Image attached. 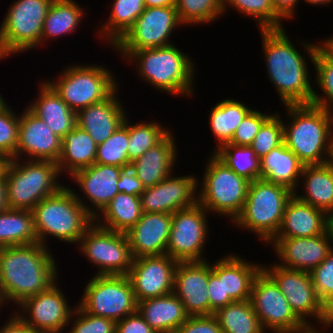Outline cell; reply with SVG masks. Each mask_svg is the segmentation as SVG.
I'll return each instance as SVG.
<instances>
[{
	"label": "cell",
	"mask_w": 333,
	"mask_h": 333,
	"mask_svg": "<svg viewBox=\"0 0 333 333\" xmlns=\"http://www.w3.org/2000/svg\"><path fill=\"white\" fill-rule=\"evenodd\" d=\"M330 229H331V231L333 233V216L330 217Z\"/></svg>",
	"instance_id": "cell-65"
},
{
	"label": "cell",
	"mask_w": 333,
	"mask_h": 333,
	"mask_svg": "<svg viewBox=\"0 0 333 333\" xmlns=\"http://www.w3.org/2000/svg\"><path fill=\"white\" fill-rule=\"evenodd\" d=\"M213 315L223 333H266L250 300L234 301L216 310Z\"/></svg>",
	"instance_id": "cell-39"
},
{
	"label": "cell",
	"mask_w": 333,
	"mask_h": 333,
	"mask_svg": "<svg viewBox=\"0 0 333 333\" xmlns=\"http://www.w3.org/2000/svg\"><path fill=\"white\" fill-rule=\"evenodd\" d=\"M208 295H209V315H212L216 310L223 307L222 279H218V277L212 272V263H210Z\"/></svg>",
	"instance_id": "cell-54"
},
{
	"label": "cell",
	"mask_w": 333,
	"mask_h": 333,
	"mask_svg": "<svg viewBox=\"0 0 333 333\" xmlns=\"http://www.w3.org/2000/svg\"><path fill=\"white\" fill-rule=\"evenodd\" d=\"M20 113L17 149L11 159L48 160L57 162L62 150V138L27 107Z\"/></svg>",
	"instance_id": "cell-22"
},
{
	"label": "cell",
	"mask_w": 333,
	"mask_h": 333,
	"mask_svg": "<svg viewBox=\"0 0 333 333\" xmlns=\"http://www.w3.org/2000/svg\"><path fill=\"white\" fill-rule=\"evenodd\" d=\"M198 181L195 175L166 177L145 188L140 195L143 213H169L190 208L198 203Z\"/></svg>",
	"instance_id": "cell-19"
},
{
	"label": "cell",
	"mask_w": 333,
	"mask_h": 333,
	"mask_svg": "<svg viewBox=\"0 0 333 333\" xmlns=\"http://www.w3.org/2000/svg\"><path fill=\"white\" fill-rule=\"evenodd\" d=\"M53 0H14L0 25V61L41 47L44 19Z\"/></svg>",
	"instance_id": "cell-10"
},
{
	"label": "cell",
	"mask_w": 333,
	"mask_h": 333,
	"mask_svg": "<svg viewBox=\"0 0 333 333\" xmlns=\"http://www.w3.org/2000/svg\"><path fill=\"white\" fill-rule=\"evenodd\" d=\"M7 100H5L3 97H2V94H0V109L2 107H4L8 102H6Z\"/></svg>",
	"instance_id": "cell-63"
},
{
	"label": "cell",
	"mask_w": 333,
	"mask_h": 333,
	"mask_svg": "<svg viewBox=\"0 0 333 333\" xmlns=\"http://www.w3.org/2000/svg\"><path fill=\"white\" fill-rule=\"evenodd\" d=\"M228 8L235 9L239 14L253 18L260 29L284 28L283 19L275 12L271 0H223V15Z\"/></svg>",
	"instance_id": "cell-42"
},
{
	"label": "cell",
	"mask_w": 333,
	"mask_h": 333,
	"mask_svg": "<svg viewBox=\"0 0 333 333\" xmlns=\"http://www.w3.org/2000/svg\"><path fill=\"white\" fill-rule=\"evenodd\" d=\"M122 169L114 165L95 163L74 172L69 177L83 195L71 188L75 197L93 218L119 193L117 182Z\"/></svg>",
	"instance_id": "cell-18"
},
{
	"label": "cell",
	"mask_w": 333,
	"mask_h": 333,
	"mask_svg": "<svg viewBox=\"0 0 333 333\" xmlns=\"http://www.w3.org/2000/svg\"><path fill=\"white\" fill-rule=\"evenodd\" d=\"M39 243L32 211L8 209L0 213V247Z\"/></svg>",
	"instance_id": "cell-38"
},
{
	"label": "cell",
	"mask_w": 333,
	"mask_h": 333,
	"mask_svg": "<svg viewBox=\"0 0 333 333\" xmlns=\"http://www.w3.org/2000/svg\"><path fill=\"white\" fill-rule=\"evenodd\" d=\"M181 333H223L215 316H190L179 328Z\"/></svg>",
	"instance_id": "cell-51"
},
{
	"label": "cell",
	"mask_w": 333,
	"mask_h": 333,
	"mask_svg": "<svg viewBox=\"0 0 333 333\" xmlns=\"http://www.w3.org/2000/svg\"><path fill=\"white\" fill-rule=\"evenodd\" d=\"M259 161L260 179L284 185L293 192L299 188L304 164L284 142L280 146L273 148Z\"/></svg>",
	"instance_id": "cell-32"
},
{
	"label": "cell",
	"mask_w": 333,
	"mask_h": 333,
	"mask_svg": "<svg viewBox=\"0 0 333 333\" xmlns=\"http://www.w3.org/2000/svg\"><path fill=\"white\" fill-rule=\"evenodd\" d=\"M176 142L177 138L171 130L158 144L131 163L130 167L145 188L158 184L174 173L176 162L179 161Z\"/></svg>",
	"instance_id": "cell-28"
},
{
	"label": "cell",
	"mask_w": 333,
	"mask_h": 333,
	"mask_svg": "<svg viewBox=\"0 0 333 333\" xmlns=\"http://www.w3.org/2000/svg\"><path fill=\"white\" fill-rule=\"evenodd\" d=\"M4 304H3V302H2V300H1V297H0V311H2V308L4 309ZM1 313V312H0Z\"/></svg>",
	"instance_id": "cell-66"
},
{
	"label": "cell",
	"mask_w": 333,
	"mask_h": 333,
	"mask_svg": "<svg viewBox=\"0 0 333 333\" xmlns=\"http://www.w3.org/2000/svg\"><path fill=\"white\" fill-rule=\"evenodd\" d=\"M129 141V117L118 127L115 132L103 143L98 144L95 163L103 165H114L121 168L130 167L128 157Z\"/></svg>",
	"instance_id": "cell-44"
},
{
	"label": "cell",
	"mask_w": 333,
	"mask_h": 333,
	"mask_svg": "<svg viewBox=\"0 0 333 333\" xmlns=\"http://www.w3.org/2000/svg\"><path fill=\"white\" fill-rule=\"evenodd\" d=\"M272 115V112L262 113L259 109H251L243 118L229 143L237 146H250L261 126Z\"/></svg>",
	"instance_id": "cell-49"
},
{
	"label": "cell",
	"mask_w": 333,
	"mask_h": 333,
	"mask_svg": "<svg viewBox=\"0 0 333 333\" xmlns=\"http://www.w3.org/2000/svg\"><path fill=\"white\" fill-rule=\"evenodd\" d=\"M210 261L178 262L173 293L190 316L209 315L208 280Z\"/></svg>",
	"instance_id": "cell-23"
},
{
	"label": "cell",
	"mask_w": 333,
	"mask_h": 333,
	"mask_svg": "<svg viewBox=\"0 0 333 333\" xmlns=\"http://www.w3.org/2000/svg\"><path fill=\"white\" fill-rule=\"evenodd\" d=\"M7 320L2 323L0 333H40L24 323L15 313L11 312Z\"/></svg>",
	"instance_id": "cell-55"
},
{
	"label": "cell",
	"mask_w": 333,
	"mask_h": 333,
	"mask_svg": "<svg viewBox=\"0 0 333 333\" xmlns=\"http://www.w3.org/2000/svg\"><path fill=\"white\" fill-rule=\"evenodd\" d=\"M158 333H181V332L179 331V329H170Z\"/></svg>",
	"instance_id": "cell-64"
},
{
	"label": "cell",
	"mask_w": 333,
	"mask_h": 333,
	"mask_svg": "<svg viewBox=\"0 0 333 333\" xmlns=\"http://www.w3.org/2000/svg\"><path fill=\"white\" fill-rule=\"evenodd\" d=\"M330 228V216L323 210L293 195L283 214L281 227L274 238L314 237Z\"/></svg>",
	"instance_id": "cell-27"
},
{
	"label": "cell",
	"mask_w": 333,
	"mask_h": 333,
	"mask_svg": "<svg viewBox=\"0 0 333 333\" xmlns=\"http://www.w3.org/2000/svg\"><path fill=\"white\" fill-rule=\"evenodd\" d=\"M106 66L96 63L70 64L55 79L45 81L75 112L108 98L119 86Z\"/></svg>",
	"instance_id": "cell-9"
},
{
	"label": "cell",
	"mask_w": 333,
	"mask_h": 333,
	"mask_svg": "<svg viewBox=\"0 0 333 333\" xmlns=\"http://www.w3.org/2000/svg\"><path fill=\"white\" fill-rule=\"evenodd\" d=\"M64 333H115L116 322L83 311L77 304ZM71 325V326H70ZM70 327V328H68Z\"/></svg>",
	"instance_id": "cell-48"
},
{
	"label": "cell",
	"mask_w": 333,
	"mask_h": 333,
	"mask_svg": "<svg viewBox=\"0 0 333 333\" xmlns=\"http://www.w3.org/2000/svg\"><path fill=\"white\" fill-rule=\"evenodd\" d=\"M77 250L92 266H97L94 275H128L134 259L126 233L103 228L95 222L80 238Z\"/></svg>",
	"instance_id": "cell-12"
},
{
	"label": "cell",
	"mask_w": 333,
	"mask_h": 333,
	"mask_svg": "<svg viewBox=\"0 0 333 333\" xmlns=\"http://www.w3.org/2000/svg\"><path fill=\"white\" fill-rule=\"evenodd\" d=\"M299 183V187H302L297 189L294 195L332 217L333 160L324 164L304 165ZM300 189L303 193H299Z\"/></svg>",
	"instance_id": "cell-30"
},
{
	"label": "cell",
	"mask_w": 333,
	"mask_h": 333,
	"mask_svg": "<svg viewBox=\"0 0 333 333\" xmlns=\"http://www.w3.org/2000/svg\"><path fill=\"white\" fill-rule=\"evenodd\" d=\"M300 0H271L275 12L284 20L295 19L296 7Z\"/></svg>",
	"instance_id": "cell-56"
},
{
	"label": "cell",
	"mask_w": 333,
	"mask_h": 333,
	"mask_svg": "<svg viewBox=\"0 0 333 333\" xmlns=\"http://www.w3.org/2000/svg\"><path fill=\"white\" fill-rule=\"evenodd\" d=\"M60 281L48 290L29 297L21 302L15 313L24 323L40 333H64L76 307H71Z\"/></svg>",
	"instance_id": "cell-17"
},
{
	"label": "cell",
	"mask_w": 333,
	"mask_h": 333,
	"mask_svg": "<svg viewBox=\"0 0 333 333\" xmlns=\"http://www.w3.org/2000/svg\"><path fill=\"white\" fill-rule=\"evenodd\" d=\"M209 212L199 203L172 214L166 254L177 262L205 261ZM204 255V256H203Z\"/></svg>",
	"instance_id": "cell-15"
},
{
	"label": "cell",
	"mask_w": 333,
	"mask_h": 333,
	"mask_svg": "<svg viewBox=\"0 0 333 333\" xmlns=\"http://www.w3.org/2000/svg\"><path fill=\"white\" fill-rule=\"evenodd\" d=\"M204 165L198 182V203L211 215L218 214L232 223L243 209L250 181L237 175L214 153L210 152Z\"/></svg>",
	"instance_id": "cell-8"
},
{
	"label": "cell",
	"mask_w": 333,
	"mask_h": 333,
	"mask_svg": "<svg viewBox=\"0 0 333 333\" xmlns=\"http://www.w3.org/2000/svg\"><path fill=\"white\" fill-rule=\"evenodd\" d=\"M319 41L320 45L313 63L316 74L313 80L315 90L312 104L333 114V53L322 43V40ZM316 87L323 93L320 94Z\"/></svg>",
	"instance_id": "cell-40"
},
{
	"label": "cell",
	"mask_w": 333,
	"mask_h": 333,
	"mask_svg": "<svg viewBox=\"0 0 333 333\" xmlns=\"http://www.w3.org/2000/svg\"><path fill=\"white\" fill-rule=\"evenodd\" d=\"M137 312L156 333L178 329L190 317L173 292L137 302Z\"/></svg>",
	"instance_id": "cell-31"
},
{
	"label": "cell",
	"mask_w": 333,
	"mask_h": 333,
	"mask_svg": "<svg viewBox=\"0 0 333 333\" xmlns=\"http://www.w3.org/2000/svg\"><path fill=\"white\" fill-rule=\"evenodd\" d=\"M0 109V160L11 159L17 149L20 114L8 105Z\"/></svg>",
	"instance_id": "cell-46"
},
{
	"label": "cell",
	"mask_w": 333,
	"mask_h": 333,
	"mask_svg": "<svg viewBox=\"0 0 333 333\" xmlns=\"http://www.w3.org/2000/svg\"><path fill=\"white\" fill-rule=\"evenodd\" d=\"M0 169L5 173L10 209L32 211L41 200L65 186L57 162L8 159L1 162Z\"/></svg>",
	"instance_id": "cell-6"
},
{
	"label": "cell",
	"mask_w": 333,
	"mask_h": 333,
	"mask_svg": "<svg viewBox=\"0 0 333 333\" xmlns=\"http://www.w3.org/2000/svg\"><path fill=\"white\" fill-rule=\"evenodd\" d=\"M85 12L76 0H53L44 19L41 44L78 31Z\"/></svg>",
	"instance_id": "cell-34"
},
{
	"label": "cell",
	"mask_w": 333,
	"mask_h": 333,
	"mask_svg": "<svg viewBox=\"0 0 333 333\" xmlns=\"http://www.w3.org/2000/svg\"><path fill=\"white\" fill-rule=\"evenodd\" d=\"M97 146L94 139L76 125L62 138L61 155L57 161L61 175L70 177L74 172L95 164Z\"/></svg>",
	"instance_id": "cell-33"
},
{
	"label": "cell",
	"mask_w": 333,
	"mask_h": 333,
	"mask_svg": "<svg viewBox=\"0 0 333 333\" xmlns=\"http://www.w3.org/2000/svg\"><path fill=\"white\" fill-rule=\"evenodd\" d=\"M183 26L175 7L145 8L111 49H115L113 52H118L117 55L126 59L136 50L168 46L173 44L171 35L178 27L180 29Z\"/></svg>",
	"instance_id": "cell-13"
},
{
	"label": "cell",
	"mask_w": 333,
	"mask_h": 333,
	"mask_svg": "<svg viewBox=\"0 0 333 333\" xmlns=\"http://www.w3.org/2000/svg\"><path fill=\"white\" fill-rule=\"evenodd\" d=\"M326 313L331 322H333V297L325 304Z\"/></svg>",
	"instance_id": "cell-61"
},
{
	"label": "cell",
	"mask_w": 333,
	"mask_h": 333,
	"mask_svg": "<svg viewBox=\"0 0 333 333\" xmlns=\"http://www.w3.org/2000/svg\"><path fill=\"white\" fill-rule=\"evenodd\" d=\"M175 44L133 51L125 60L133 63L141 80L170 96L192 97L197 79L196 64Z\"/></svg>",
	"instance_id": "cell-4"
},
{
	"label": "cell",
	"mask_w": 333,
	"mask_h": 333,
	"mask_svg": "<svg viewBox=\"0 0 333 333\" xmlns=\"http://www.w3.org/2000/svg\"><path fill=\"white\" fill-rule=\"evenodd\" d=\"M268 244L278 257L277 265L311 272L333 250V233L329 228L314 237L273 238Z\"/></svg>",
	"instance_id": "cell-20"
},
{
	"label": "cell",
	"mask_w": 333,
	"mask_h": 333,
	"mask_svg": "<svg viewBox=\"0 0 333 333\" xmlns=\"http://www.w3.org/2000/svg\"><path fill=\"white\" fill-rule=\"evenodd\" d=\"M175 8L184 27L213 24L223 18V0H176Z\"/></svg>",
	"instance_id": "cell-45"
},
{
	"label": "cell",
	"mask_w": 333,
	"mask_h": 333,
	"mask_svg": "<svg viewBox=\"0 0 333 333\" xmlns=\"http://www.w3.org/2000/svg\"><path fill=\"white\" fill-rule=\"evenodd\" d=\"M48 249L40 243L0 247V297L4 306L12 302L17 307L60 279L59 264Z\"/></svg>",
	"instance_id": "cell-2"
},
{
	"label": "cell",
	"mask_w": 333,
	"mask_h": 333,
	"mask_svg": "<svg viewBox=\"0 0 333 333\" xmlns=\"http://www.w3.org/2000/svg\"><path fill=\"white\" fill-rule=\"evenodd\" d=\"M214 154L237 175L245 177L250 182L260 179V159L250 146L226 143Z\"/></svg>",
	"instance_id": "cell-43"
},
{
	"label": "cell",
	"mask_w": 333,
	"mask_h": 333,
	"mask_svg": "<svg viewBox=\"0 0 333 333\" xmlns=\"http://www.w3.org/2000/svg\"><path fill=\"white\" fill-rule=\"evenodd\" d=\"M251 109L246 103L231 99V97L219 100L213 107L211 106L208 123L212 135L215 137L214 141L217 142L211 153L232 140L236 129Z\"/></svg>",
	"instance_id": "cell-35"
},
{
	"label": "cell",
	"mask_w": 333,
	"mask_h": 333,
	"mask_svg": "<svg viewBox=\"0 0 333 333\" xmlns=\"http://www.w3.org/2000/svg\"><path fill=\"white\" fill-rule=\"evenodd\" d=\"M238 255L237 252L226 253L212 263V272L222 279L223 307L234 301L249 300L253 282L263 269L262 264L247 261Z\"/></svg>",
	"instance_id": "cell-24"
},
{
	"label": "cell",
	"mask_w": 333,
	"mask_h": 333,
	"mask_svg": "<svg viewBox=\"0 0 333 333\" xmlns=\"http://www.w3.org/2000/svg\"><path fill=\"white\" fill-rule=\"evenodd\" d=\"M139 196L119 192L94 218L99 226L115 232L127 233L142 216Z\"/></svg>",
	"instance_id": "cell-36"
},
{
	"label": "cell",
	"mask_w": 333,
	"mask_h": 333,
	"mask_svg": "<svg viewBox=\"0 0 333 333\" xmlns=\"http://www.w3.org/2000/svg\"><path fill=\"white\" fill-rule=\"evenodd\" d=\"M177 263L168 254L133 259L127 276L132 284L136 301L172 293Z\"/></svg>",
	"instance_id": "cell-21"
},
{
	"label": "cell",
	"mask_w": 333,
	"mask_h": 333,
	"mask_svg": "<svg viewBox=\"0 0 333 333\" xmlns=\"http://www.w3.org/2000/svg\"><path fill=\"white\" fill-rule=\"evenodd\" d=\"M284 107L288 116L283 119L284 144L304 165L332 161L333 114L313 104Z\"/></svg>",
	"instance_id": "cell-3"
},
{
	"label": "cell",
	"mask_w": 333,
	"mask_h": 333,
	"mask_svg": "<svg viewBox=\"0 0 333 333\" xmlns=\"http://www.w3.org/2000/svg\"><path fill=\"white\" fill-rule=\"evenodd\" d=\"M9 209L5 173L0 169V213Z\"/></svg>",
	"instance_id": "cell-57"
},
{
	"label": "cell",
	"mask_w": 333,
	"mask_h": 333,
	"mask_svg": "<svg viewBox=\"0 0 333 333\" xmlns=\"http://www.w3.org/2000/svg\"><path fill=\"white\" fill-rule=\"evenodd\" d=\"M249 300L266 333H294L306 326L295 315L278 285L263 269L253 282Z\"/></svg>",
	"instance_id": "cell-16"
},
{
	"label": "cell",
	"mask_w": 333,
	"mask_h": 333,
	"mask_svg": "<svg viewBox=\"0 0 333 333\" xmlns=\"http://www.w3.org/2000/svg\"><path fill=\"white\" fill-rule=\"evenodd\" d=\"M38 85L37 98L26 107L42 119L54 134L63 138L76 126V113L45 80Z\"/></svg>",
	"instance_id": "cell-29"
},
{
	"label": "cell",
	"mask_w": 333,
	"mask_h": 333,
	"mask_svg": "<svg viewBox=\"0 0 333 333\" xmlns=\"http://www.w3.org/2000/svg\"><path fill=\"white\" fill-rule=\"evenodd\" d=\"M85 286L83 296L76 304L88 314L117 322L137 311V301L127 275H92Z\"/></svg>",
	"instance_id": "cell-11"
},
{
	"label": "cell",
	"mask_w": 333,
	"mask_h": 333,
	"mask_svg": "<svg viewBox=\"0 0 333 333\" xmlns=\"http://www.w3.org/2000/svg\"><path fill=\"white\" fill-rule=\"evenodd\" d=\"M332 325H333V322H330L327 324H322V325H320L321 326L320 329H318L319 325H306L304 328L297 330L294 333H326L323 331L329 330V328L333 327Z\"/></svg>",
	"instance_id": "cell-58"
},
{
	"label": "cell",
	"mask_w": 333,
	"mask_h": 333,
	"mask_svg": "<svg viewBox=\"0 0 333 333\" xmlns=\"http://www.w3.org/2000/svg\"><path fill=\"white\" fill-rule=\"evenodd\" d=\"M293 195L284 185L264 179L251 181L243 209L231 224L238 230L254 233L267 247L278 233L285 207Z\"/></svg>",
	"instance_id": "cell-7"
},
{
	"label": "cell",
	"mask_w": 333,
	"mask_h": 333,
	"mask_svg": "<svg viewBox=\"0 0 333 333\" xmlns=\"http://www.w3.org/2000/svg\"><path fill=\"white\" fill-rule=\"evenodd\" d=\"M109 6V17L105 22L98 24L96 34L105 40L106 44L113 46L135 23L136 19L145 10V0H113ZM108 42V43H107Z\"/></svg>",
	"instance_id": "cell-37"
},
{
	"label": "cell",
	"mask_w": 333,
	"mask_h": 333,
	"mask_svg": "<svg viewBox=\"0 0 333 333\" xmlns=\"http://www.w3.org/2000/svg\"><path fill=\"white\" fill-rule=\"evenodd\" d=\"M171 222L169 213H142L126 233L133 258L166 254Z\"/></svg>",
	"instance_id": "cell-26"
},
{
	"label": "cell",
	"mask_w": 333,
	"mask_h": 333,
	"mask_svg": "<svg viewBox=\"0 0 333 333\" xmlns=\"http://www.w3.org/2000/svg\"><path fill=\"white\" fill-rule=\"evenodd\" d=\"M119 192L139 196L145 190L142 182L137 178L131 167H126L121 170L119 180L117 182Z\"/></svg>",
	"instance_id": "cell-53"
},
{
	"label": "cell",
	"mask_w": 333,
	"mask_h": 333,
	"mask_svg": "<svg viewBox=\"0 0 333 333\" xmlns=\"http://www.w3.org/2000/svg\"><path fill=\"white\" fill-rule=\"evenodd\" d=\"M304 1V3L306 2L309 5H314V6H328L329 4H333V0H301V2Z\"/></svg>",
	"instance_id": "cell-60"
},
{
	"label": "cell",
	"mask_w": 333,
	"mask_h": 333,
	"mask_svg": "<svg viewBox=\"0 0 333 333\" xmlns=\"http://www.w3.org/2000/svg\"><path fill=\"white\" fill-rule=\"evenodd\" d=\"M310 274L316 295L326 304L333 297V250Z\"/></svg>",
	"instance_id": "cell-50"
},
{
	"label": "cell",
	"mask_w": 333,
	"mask_h": 333,
	"mask_svg": "<svg viewBox=\"0 0 333 333\" xmlns=\"http://www.w3.org/2000/svg\"><path fill=\"white\" fill-rule=\"evenodd\" d=\"M259 31L267 77L275 87L281 105L312 104L314 83L307 62L310 60L313 66L319 41L299 40V48L303 47L308 58L291 42L285 28Z\"/></svg>",
	"instance_id": "cell-1"
},
{
	"label": "cell",
	"mask_w": 333,
	"mask_h": 333,
	"mask_svg": "<svg viewBox=\"0 0 333 333\" xmlns=\"http://www.w3.org/2000/svg\"><path fill=\"white\" fill-rule=\"evenodd\" d=\"M129 120L128 157L132 163L141 157L147 150L158 144L170 131L163 127L160 121L143 119L138 123Z\"/></svg>",
	"instance_id": "cell-41"
},
{
	"label": "cell",
	"mask_w": 333,
	"mask_h": 333,
	"mask_svg": "<svg viewBox=\"0 0 333 333\" xmlns=\"http://www.w3.org/2000/svg\"><path fill=\"white\" fill-rule=\"evenodd\" d=\"M118 91L120 87L103 101L76 113V125L86 131L97 144L103 143L124 123L125 118L130 116L118 97Z\"/></svg>",
	"instance_id": "cell-25"
},
{
	"label": "cell",
	"mask_w": 333,
	"mask_h": 333,
	"mask_svg": "<svg viewBox=\"0 0 333 333\" xmlns=\"http://www.w3.org/2000/svg\"><path fill=\"white\" fill-rule=\"evenodd\" d=\"M322 43L333 53V36H329L326 39H322Z\"/></svg>",
	"instance_id": "cell-62"
},
{
	"label": "cell",
	"mask_w": 333,
	"mask_h": 333,
	"mask_svg": "<svg viewBox=\"0 0 333 333\" xmlns=\"http://www.w3.org/2000/svg\"><path fill=\"white\" fill-rule=\"evenodd\" d=\"M32 213L39 243L45 247H49L48 239L51 238L69 245L76 243L77 246L86 229L94 222L69 185L41 200Z\"/></svg>",
	"instance_id": "cell-5"
},
{
	"label": "cell",
	"mask_w": 333,
	"mask_h": 333,
	"mask_svg": "<svg viewBox=\"0 0 333 333\" xmlns=\"http://www.w3.org/2000/svg\"><path fill=\"white\" fill-rule=\"evenodd\" d=\"M115 333H156L136 311L116 322Z\"/></svg>",
	"instance_id": "cell-52"
},
{
	"label": "cell",
	"mask_w": 333,
	"mask_h": 333,
	"mask_svg": "<svg viewBox=\"0 0 333 333\" xmlns=\"http://www.w3.org/2000/svg\"><path fill=\"white\" fill-rule=\"evenodd\" d=\"M263 270L274 280L295 315L305 325L330 323L325 304L316 295L310 272L281 267L274 261L263 264ZM318 321V322H317Z\"/></svg>",
	"instance_id": "cell-14"
},
{
	"label": "cell",
	"mask_w": 333,
	"mask_h": 333,
	"mask_svg": "<svg viewBox=\"0 0 333 333\" xmlns=\"http://www.w3.org/2000/svg\"><path fill=\"white\" fill-rule=\"evenodd\" d=\"M280 115L281 113H279V111H275V113H273V115L261 126L250 145L259 159L284 142L283 118H281Z\"/></svg>",
	"instance_id": "cell-47"
},
{
	"label": "cell",
	"mask_w": 333,
	"mask_h": 333,
	"mask_svg": "<svg viewBox=\"0 0 333 333\" xmlns=\"http://www.w3.org/2000/svg\"><path fill=\"white\" fill-rule=\"evenodd\" d=\"M176 0H145L146 8L175 7Z\"/></svg>",
	"instance_id": "cell-59"
}]
</instances>
